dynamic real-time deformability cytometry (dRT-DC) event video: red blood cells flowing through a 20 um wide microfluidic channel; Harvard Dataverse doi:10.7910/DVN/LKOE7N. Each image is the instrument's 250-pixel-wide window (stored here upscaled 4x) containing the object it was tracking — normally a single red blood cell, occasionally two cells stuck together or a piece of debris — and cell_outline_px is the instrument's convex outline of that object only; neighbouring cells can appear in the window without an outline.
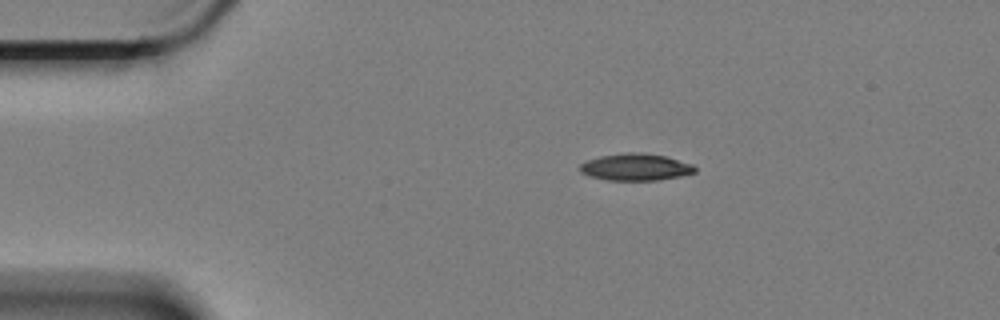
{"species": "Egyptian fruit bat (a non-hibernating species)", "species_latin": "Rousettus aegyptiacus", "temperature_condition": "cold", "stored_images_in_passage": 5, "camera_frame_rate_fps": 3000, "um_per_image_px": 0.085, "animal": {"sex": "female"}, "frame": {"image": 1, "passage_image": 2, "time_ms": 0.333, "image_size_px": [1000, 320], "cell_outline_px": [[696, 172], [680, 176], [660, 180], [608, 180], [588, 176], [580, 172], [580, 164], [588, 160], [600, 156], [628, 152], [644, 152], [664, 156], [692, 164], [696, 168]], "centroid_in_image_um": [54.02, 14.2], "position_along_channel_um": 31.0, "area_um2": 18.03}}
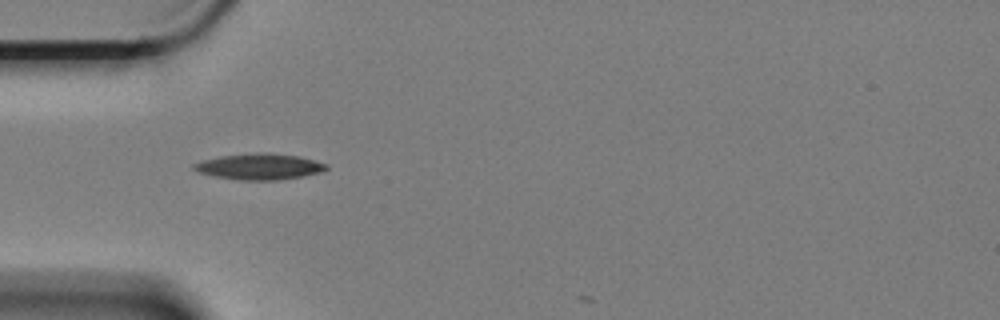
{"frame": {"image": 2, "passage_image": 4, "time_ms": 1.0, "image_size_px": [1000, 320], "cell_outline_px": [[328, 168], [324, 172], [276, 180], [240, 180], [216, 176], [200, 172], [192, 168], [192, 164], [200, 160], [220, 156], [256, 152], [300, 156], [328, 164]], "centroid_in_image_um": [22.05, 14.15], "position_along_channel_um": 62.9, "area_um2": 20.0}}
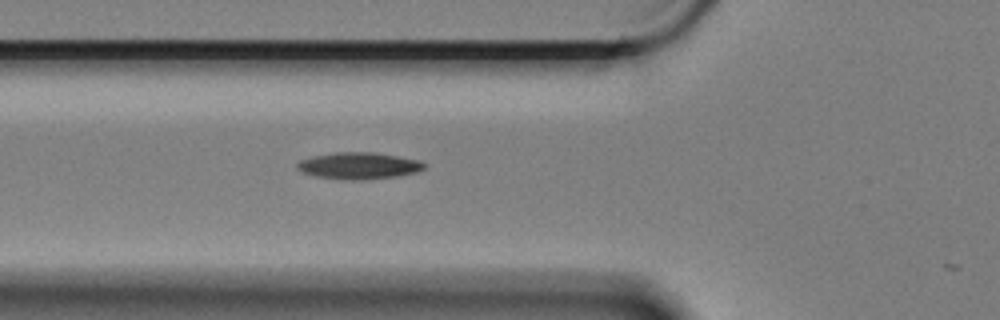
{"frame": {"image": 3, "passage_image": 5, "time_ms": 1.333, "image_size_px": [1000, 320], "cell_outline_px": [[428, 164], [424, 168], [416, 172], [396, 176], [360, 180], [348, 180], [316, 176], [304, 172], [296, 168], [296, 164], [300, 160], [312, 156], [336, 152], [376, 152], [420, 160]], "centroid_in_image_um": [30.52, 14.07], "position_along_channel_um": 95.3, "area_um2": 19.77}}